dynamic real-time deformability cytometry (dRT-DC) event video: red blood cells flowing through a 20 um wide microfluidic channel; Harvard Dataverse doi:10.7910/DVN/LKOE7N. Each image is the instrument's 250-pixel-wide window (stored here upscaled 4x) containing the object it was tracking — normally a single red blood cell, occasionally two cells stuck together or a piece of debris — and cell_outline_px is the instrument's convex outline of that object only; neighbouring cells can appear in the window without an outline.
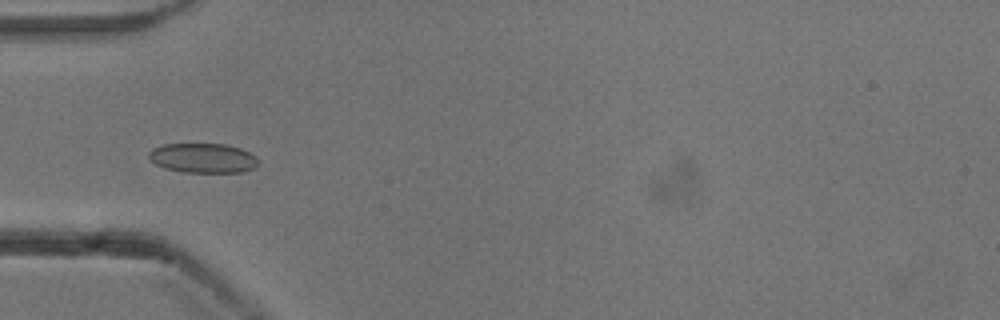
{"species": "common noctule bat (a hibernating species)", "species_latin": "Nyctalus noctula", "temperature_condition": "cold", "stored_images_in_passage": 54, "camera_frame_rate_fps": 3000, "um_per_image_px": 0.085, "animal": {"sex": "male", "body_mass_g": 13.3}, "frame": {"image": 1, "passage_image": 18, "time_ms": 5.667, "image_size_px": [1000, 320], "cell_outline_px": [[260, 160], [252, 168], [244, 172], [184, 172], [164, 168], [156, 164], [148, 156], [148, 152], [152, 148], [164, 144], [224, 144], [240, 148], [256, 156]], "centroid_in_image_um": [17.24, 13.43], "position_along_channel_um": 67.8, "area_um2": 18.84}}
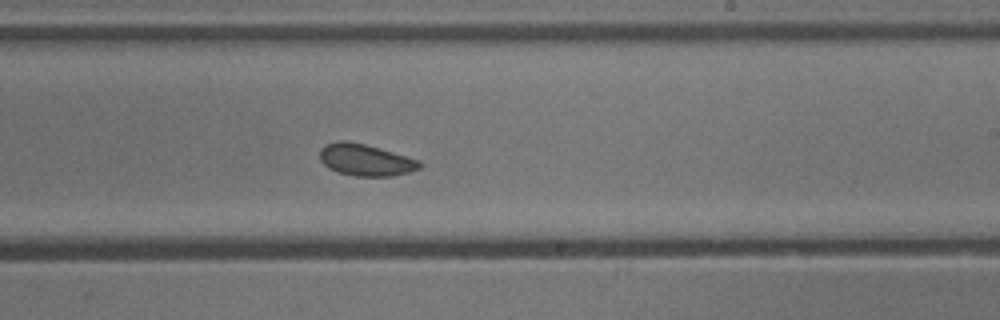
{"frame": {"image": 2, "passage_image": 33, "time_ms": 10.667, "image_size_px": [1000, 320], "cell_outline_px": [[424, 164], [420, 168], [408, 172], [392, 176], [356, 176], [340, 172], [328, 168], [320, 160], [320, 148], [324, 144], [340, 140], [348, 140], [380, 148], [420, 160]], "centroid_in_image_um": [31.07, 13.58], "position_along_channel_um": 257.9, "area_um2": 18.55}}
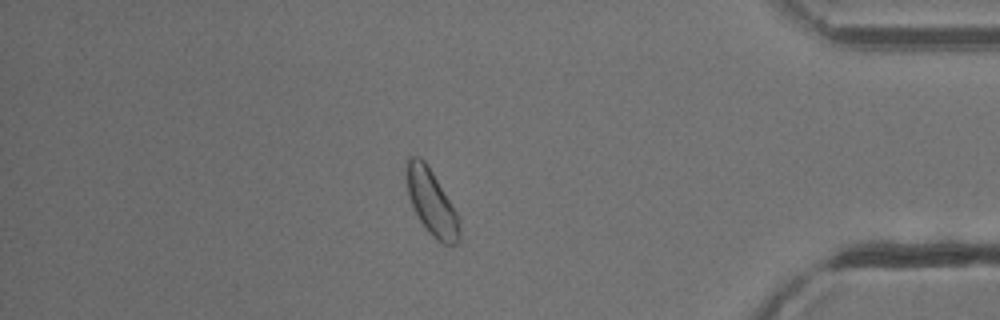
{"frame": {"image": 3, "passage_image": 47, "time_ms": 15.333, "image_size_px": [1000, 320], "cell_outline_px": [[460, 240], [456, 244], [444, 244], [436, 240], [428, 232], [420, 220], [408, 196], [404, 168], [408, 156], [420, 156], [424, 160], [432, 172], [456, 212], [460, 228]], "centroid_in_image_um": [36.64, 17.17], "position_along_channel_um": 398.6, "area_um2": 20.11}, "authors_computed_cell_mechanics": {"area_um2": 19.0162, "velocity_mm_per_s": 3.8042, "shape_relaxation_time_tau1_ms": 1.826, "shape_relaxation_time_tau2_ms": null, "deformation_change_tau1": 0.0428, "deformation_change_tau2": null}}